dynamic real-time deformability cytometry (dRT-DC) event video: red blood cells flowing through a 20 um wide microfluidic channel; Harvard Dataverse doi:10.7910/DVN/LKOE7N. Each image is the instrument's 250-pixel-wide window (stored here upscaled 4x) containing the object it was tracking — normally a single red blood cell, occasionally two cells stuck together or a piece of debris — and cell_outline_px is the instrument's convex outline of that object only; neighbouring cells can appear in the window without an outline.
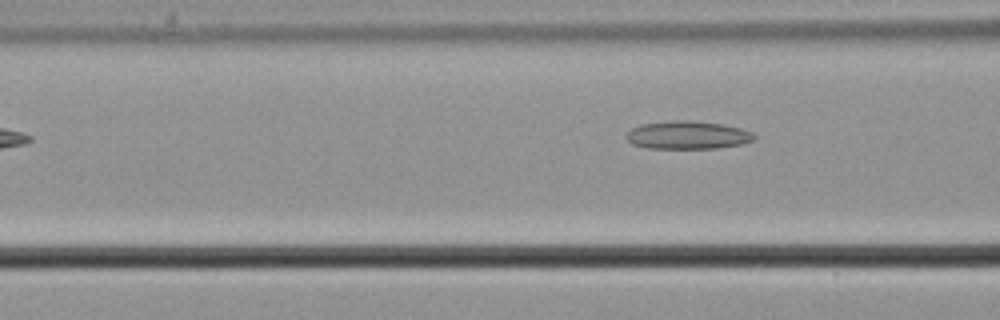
{"species": "common noctule bat (a hibernating species)", "species_latin": "Nyctalus noctula", "temperature_condition": "cold", "stored_images_in_passage": 6, "camera_frame_rate_fps": 3000, "um_per_image_px": 0.085, "animal": {"sex": "male", "body_mass_g": 21.5, "forearm_length_mm": 52.0}, "frame": {"image": 1, "passage_image": 6, "time_ms": 1.667, "image_size_px": [1000, 320], "cell_outline_px": [[756, 136], [752, 140], [740, 144], [716, 148], [648, 148], [632, 144], [624, 136], [632, 128], [640, 124], [676, 120], [688, 120], [724, 124], [740, 128], [752, 132]], "centroid_in_image_um": [58.42, 11.47], "position_along_channel_um": 108.2, "area_um2": 20.81}}